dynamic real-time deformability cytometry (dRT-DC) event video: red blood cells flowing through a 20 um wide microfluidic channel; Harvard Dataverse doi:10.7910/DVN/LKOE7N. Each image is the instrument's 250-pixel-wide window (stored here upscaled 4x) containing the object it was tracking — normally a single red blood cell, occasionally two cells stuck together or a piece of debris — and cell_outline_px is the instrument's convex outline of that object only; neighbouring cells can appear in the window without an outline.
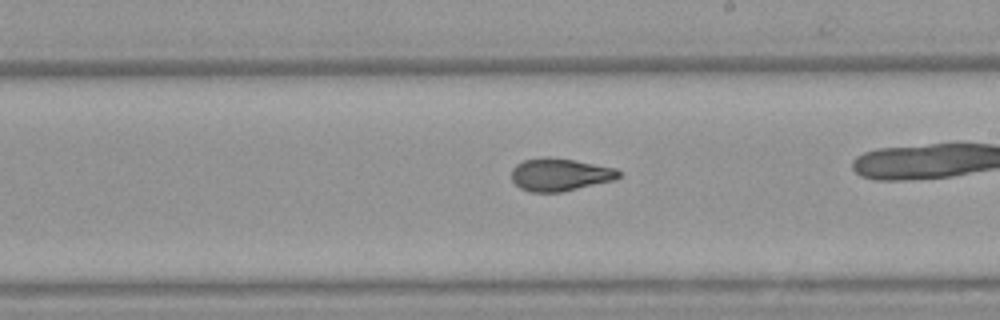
{"species": "Egyptian fruit bat (a non-hibernating species)", "species_latin": "Rousettus aegyptiacus", "temperature_condition": "warm", "stored_images_in_passage": 36, "camera_frame_rate_fps": 3000, "um_per_image_px": 0.085, "animal": {"sex": "female"}, "frame": {"image": 1, "passage_image": 26, "time_ms": 8.333, "image_size_px": [1000, 320], "cell_outline_px": [[620, 176], [616, 180], [564, 192], [528, 192], [520, 188], [512, 180], [512, 168], [516, 164], [524, 160], [544, 156], [548, 156], [572, 160], [616, 168], [620, 172]], "centroid_in_image_um": [47.59, 14.85], "position_along_channel_um": 241.4, "area_um2": 20.63}}